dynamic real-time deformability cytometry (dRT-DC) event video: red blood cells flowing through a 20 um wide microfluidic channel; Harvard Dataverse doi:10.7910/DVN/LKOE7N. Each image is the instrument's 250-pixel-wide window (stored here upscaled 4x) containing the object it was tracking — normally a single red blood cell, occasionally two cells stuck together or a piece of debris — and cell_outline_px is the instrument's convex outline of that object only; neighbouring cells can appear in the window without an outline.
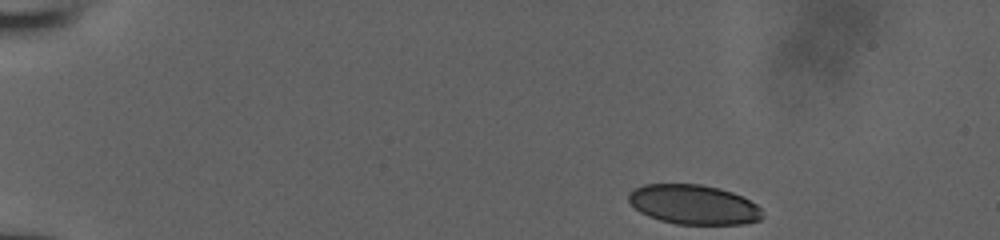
{"species": "human", "species_latin": "Homo sapiens", "temperature_condition": "room temperature", "stored_images_in_passage": 44, "camera_frame_rate_fps": 3000, "um_per_image_px": 0.085, "donor": {"sex": "male"}, "frame": {"image": 1, "passage_image": 1, "time_ms": 0.0, "image_size_px": [1000, 240], "cell_outline_px": [[764, 216], [760, 220], [744, 224], [676, 224], [660, 220], [648, 216], [640, 212], [628, 200], [628, 192], [632, 188], [644, 184], [700, 184], [720, 188], [732, 192], [756, 204], [760, 208]], "centroid_in_image_um": [58.94, 17.38], "position_along_channel_um": 26.1, "area_um2": 30.98}}
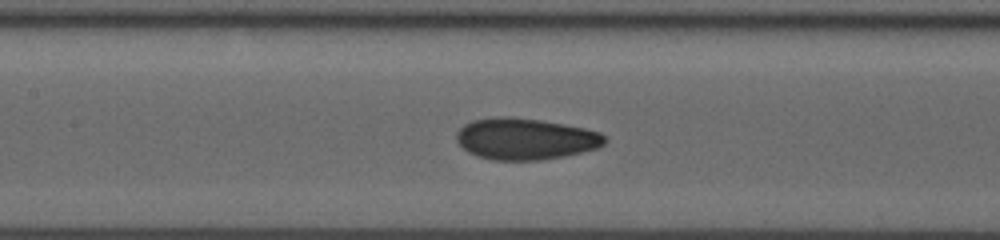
{"frame": {"image": 2, "passage_image": 19, "time_ms": 6.0, "image_size_px": [1000, 240], "cell_outline_px": [[608, 140], [604, 144], [596, 148], [564, 156], [540, 160], [492, 160], [476, 156], [468, 152], [456, 140], [456, 132], [464, 124], [472, 120], [500, 116], [508, 116], [540, 120], [564, 124], [584, 128], [600, 132]], "centroid_in_image_um": [44.63, 11.8], "position_along_channel_um": 162.8, "area_um2": 35.84}}
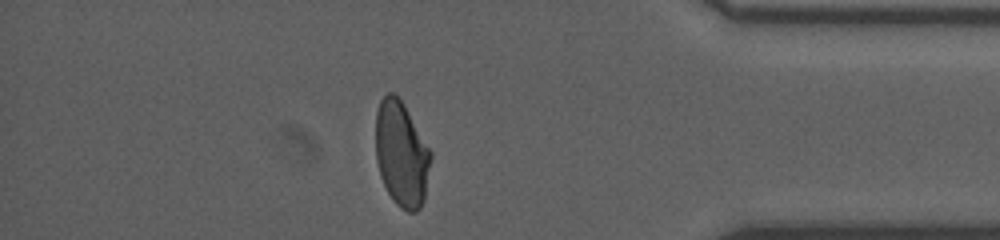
{"frame": {"image": 3, "passage_image": 38, "time_ms": 12.333, "image_size_px": [1000, 240], "cell_outline_px": [[432, 156], [424, 200], [420, 208], [416, 212], [408, 212], [400, 208], [392, 200], [380, 176], [376, 160], [376, 112], [380, 100], [388, 92], [392, 92], [404, 104], [432, 152]], "centroid_in_image_um": [34.13, 13.11], "position_along_channel_um": 401.1, "area_um2": 33.93}}